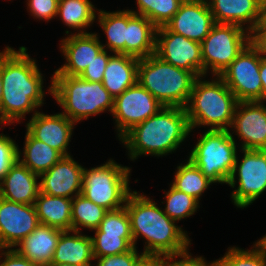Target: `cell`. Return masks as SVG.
<instances>
[{"instance_id":"6da1fadb","label":"cell","mask_w":266,"mask_h":266,"mask_svg":"<svg viewBox=\"0 0 266 266\" xmlns=\"http://www.w3.org/2000/svg\"><path fill=\"white\" fill-rule=\"evenodd\" d=\"M26 51L23 46L19 51L8 46L1 52V124L19 122L43 104V76Z\"/></svg>"},{"instance_id":"7a4b0ae2","label":"cell","mask_w":266,"mask_h":266,"mask_svg":"<svg viewBox=\"0 0 266 266\" xmlns=\"http://www.w3.org/2000/svg\"><path fill=\"white\" fill-rule=\"evenodd\" d=\"M134 247L138 236L147 240L143 254L148 259H162L187 252L190 239L150 198L133 191L127 197Z\"/></svg>"},{"instance_id":"3957f363","label":"cell","mask_w":266,"mask_h":266,"mask_svg":"<svg viewBox=\"0 0 266 266\" xmlns=\"http://www.w3.org/2000/svg\"><path fill=\"white\" fill-rule=\"evenodd\" d=\"M191 132L185 108L164 107L129 130L120 140L131 160L139 155L162 156L176 150Z\"/></svg>"},{"instance_id":"277c9868","label":"cell","mask_w":266,"mask_h":266,"mask_svg":"<svg viewBox=\"0 0 266 266\" xmlns=\"http://www.w3.org/2000/svg\"><path fill=\"white\" fill-rule=\"evenodd\" d=\"M200 79L195 80L185 107L191 130L200 125H210V130H229L238 100L219 76L218 81Z\"/></svg>"},{"instance_id":"5b68a950","label":"cell","mask_w":266,"mask_h":266,"mask_svg":"<svg viewBox=\"0 0 266 266\" xmlns=\"http://www.w3.org/2000/svg\"><path fill=\"white\" fill-rule=\"evenodd\" d=\"M197 77L159 58H140L137 81L164 107L185 108Z\"/></svg>"},{"instance_id":"8992f818","label":"cell","mask_w":266,"mask_h":266,"mask_svg":"<svg viewBox=\"0 0 266 266\" xmlns=\"http://www.w3.org/2000/svg\"><path fill=\"white\" fill-rule=\"evenodd\" d=\"M50 93L74 123L108 109L112 113L114 97L102 82H90L80 76L53 75Z\"/></svg>"},{"instance_id":"52a82bcc","label":"cell","mask_w":266,"mask_h":266,"mask_svg":"<svg viewBox=\"0 0 266 266\" xmlns=\"http://www.w3.org/2000/svg\"><path fill=\"white\" fill-rule=\"evenodd\" d=\"M230 130L206 131L192 149L189 160L213 183H227L237 156Z\"/></svg>"},{"instance_id":"ba28073f","label":"cell","mask_w":266,"mask_h":266,"mask_svg":"<svg viewBox=\"0 0 266 266\" xmlns=\"http://www.w3.org/2000/svg\"><path fill=\"white\" fill-rule=\"evenodd\" d=\"M130 168L109 160L101 166L85 169L81 194L108 211L124 207L129 196Z\"/></svg>"},{"instance_id":"9c48e42d","label":"cell","mask_w":266,"mask_h":266,"mask_svg":"<svg viewBox=\"0 0 266 266\" xmlns=\"http://www.w3.org/2000/svg\"><path fill=\"white\" fill-rule=\"evenodd\" d=\"M236 24L215 23L200 43L203 61V76L212 69L215 76L221 73L236 59L250 43V32Z\"/></svg>"},{"instance_id":"30bf717a","label":"cell","mask_w":266,"mask_h":266,"mask_svg":"<svg viewBox=\"0 0 266 266\" xmlns=\"http://www.w3.org/2000/svg\"><path fill=\"white\" fill-rule=\"evenodd\" d=\"M244 156L235 165L226 184L235 187V175L238 173L239 186L232 192L234 204L244 208L253 203L266 190V150L243 149Z\"/></svg>"},{"instance_id":"8fae6325","label":"cell","mask_w":266,"mask_h":266,"mask_svg":"<svg viewBox=\"0 0 266 266\" xmlns=\"http://www.w3.org/2000/svg\"><path fill=\"white\" fill-rule=\"evenodd\" d=\"M260 54L249 43L219 76L238 102H261Z\"/></svg>"},{"instance_id":"7c38bea8","label":"cell","mask_w":266,"mask_h":266,"mask_svg":"<svg viewBox=\"0 0 266 266\" xmlns=\"http://www.w3.org/2000/svg\"><path fill=\"white\" fill-rule=\"evenodd\" d=\"M163 105L138 81L114 98L112 115L121 139L129 130L155 115Z\"/></svg>"},{"instance_id":"4fadbf2b","label":"cell","mask_w":266,"mask_h":266,"mask_svg":"<svg viewBox=\"0 0 266 266\" xmlns=\"http://www.w3.org/2000/svg\"><path fill=\"white\" fill-rule=\"evenodd\" d=\"M155 54L173 66L192 72L197 78L203 77L200 42L161 26L156 29Z\"/></svg>"},{"instance_id":"5bb4252c","label":"cell","mask_w":266,"mask_h":266,"mask_svg":"<svg viewBox=\"0 0 266 266\" xmlns=\"http://www.w3.org/2000/svg\"><path fill=\"white\" fill-rule=\"evenodd\" d=\"M34 204H21L0 197V249L16 247L39 225Z\"/></svg>"},{"instance_id":"9a60e30c","label":"cell","mask_w":266,"mask_h":266,"mask_svg":"<svg viewBox=\"0 0 266 266\" xmlns=\"http://www.w3.org/2000/svg\"><path fill=\"white\" fill-rule=\"evenodd\" d=\"M215 24L208 1H183L165 27L172 32L202 42Z\"/></svg>"},{"instance_id":"2e32d148","label":"cell","mask_w":266,"mask_h":266,"mask_svg":"<svg viewBox=\"0 0 266 266\" xmlns=\"http://www.w3.org/2000/svg\"><path fill=\"white\" fill-rule=\"evenodd\" d=\"M232 127L236 130V135L244 141L241 150H266V106L262 102H238Z\"/></svg>"},{"instance_id":"e0dca14e","label":"cell","mask_w":266,"mask_h":266,"mask_svg":"<svg viewBox=\"0 0 266 266\" xmlns=\"http://www.w3.org/2000/svg\"><path fill=\"white\" fill-rule=\"evenodd\" d=\"M83 171V166L70 155L63 156L47 172L39 176L42 178L39 182L40 192L73 199L82 192Z\"/></svg>"},{"instance_id":"ac0fdd59","label":"cell","mask_w":266,"mask_h":266,"mask_svg":"<svg viewBox=\"0 0 266 266\" xmlns=\"http://www.w3.org/2000/svg\"><path fill=\"white\" fill-rule=\"evenodd\" d=\"M97 36L96 33L80 30L78 34L63 39L61 49L67 63L57 69L54 75L80 76L103 50V44Z\"/></svg>"},{"instance_id":"d6986e66","label":"cell","mask_w":266,"mask_h":266,"mask_svg":"<svg viewBox=\"0 0 266 266\" xmlns=\"http://www.w3.org/2000/svg\"><path fill=\"white\" fill-rule=\"evenodd\" d=\"M74 124L62 113L46 115L35 111L26 128L35 139L48 144L63 156H69L66 150Z\"/></svg>"},{"instance_id":"ffe728a7","label":"cell","mask_w":266,"mask_h":266,"mask_svg":"<svg viewBox=\"0 0 266 266\" xmlns=\"http://www.w3.org/2000/svg\"><path fill=\"white\" fill-rule=\"evenodd\" d=\"M39 175L22 165L18 160L0 181V197L21 204H34L40 185Z\"/></svg>"},{"instance_id":"44dd1931","label":"cell","mask_w":266,"mask_h":266,"mask_svg":"<svg viewBox=\"0 0 266 266\" xmlns=\"http://www.w3.org/2000/svg\"><path fill=\"white\" fill-rule=\"evenodd\" d=\"M63 232L58 228L40 223L31 234L17 244L20 247L15 250L31 262L49 266Z\"/></svg>"},{"instance_id":"7402d4cb","label":"cell","mask_w":266,"mask_h":266,"mask_svg":"<svg viewBox=\"0 0 266 266\" xmlns=\"http://www.w3.org/2000/svg\"><path fill=\"white\" fill-rule=\"evenodd\" d=\"M209 1L215 23L236 24L241 27L250 23L246 29L251 32L259 22L261 0Z\"/></svg>"},{"instance_id":"603a6c76","label":"cell","mask_w":266,"mask_h":266,"mask_svg":"<svg viewBox=\"0 0 266 266\" xmlns=\"http://www.w3.org/2000/svg\"><path fill=\"white\" fill-rule=\"evenodd\" d=\"M156 29L146 17L127 9L125 54L139 59L154 54Z\"/></svg>"},{"instance_id":"cb8c5ba5","label":"cell","mask_w":266,"mask_h":266,"mask_svg":"<svg viewBox=\"0 0 266 266\" xmlns=\"http://www.w3.org/2000/svg\"><path fill=\"white\" fill-rule=\"evenodd\" d=\"M139 58L114 53L103 74L104 88L115 98L137 82Z\"/></svg>"},{"instance_id":"d4e9b609","label":"cell","mask_w":266,"mask_h":266,"mask_svg":"<svg viewBox=\"0 0 266 266\" xmlns=\"http://www.w3.org/2000/svg\"><path fill=\"white\" fill-rule=\"evenodd\" d=\"M73 232V235H70ZM94 260L92 239L79 231H64L59 238L51 264L92 266Z\"/></svg>"},{"instance_id":"484cf974","label":"cell","mask_w":266,"mask_h":266,"mask_svg":"<svg viewBox=\"0 0 266 266\" xmlns=\"http://www.w3.org/2000/svg\"><path fill=\"white\" fill-rule=\"evenodd\" d=\"M34 207L38 215L39 223L63 231H72V199L50 196L39 191L34 202Z\"/></svg>"},{"instance_id":"4316f807","label":"cell","mask_w":266,"mask_h":266,"mask_svg":"<svg viewBox=\"0 0 266 266\" xmlns=\"http://www.w3.org/2000/svg\"><path fill=\"white\" fill-rule=\"evenodd\" d=\"M23 159L18 148V161L37 175L47 172L63 155L26 131Z\"/></svg>"},{"instance_id":"83f0119b","label":"cell","mask_w":266,"mask_h":266,"mask_svg":"<svg viewBox=\"0 0 266 266\" xmlns=\"http://www.w3.org/2000/svg\"><path fill=\"white\" fill-rule=\"evenodd\" d=\"M99 23L107 35V44L102 45L117 54H125V40L127 29V10L106 12L98 10Z\"/></svg>"},{"instance_id":"f1b7e54d","label":"cell","mask_w":266,"mask_h":266,"mask_svg":"<svg viewBox=\"0 0 266 266\" xmlns=\"http://www.w3.org/2000/svg\"><path fill=\"white\" fill-rule=\"evenodd\" d=\"M95 7L89 0H59L57 15L73 29H84L96 19Z\"/></svg>"},{"instance_id":"f546056e","label":"cell","mask_w":266,"mask_h":266,"mask_svg":"<svg viewBox=\"0 0 266 266\" xmlns=\"http://www.w3.org/2000/svg\"><path fill=\"white\" fill-rule=\"evenodd\" d=\"M107 212V209L78 194L72 199V231L80 232L79 227L82 226L90 230L97 229Z\"/></svg>"},{"instance_id":"4dcf8cb0","label":"cell","mask_w":266,"mask_h":266,"mask_svg":"<svg viewBox=\"0 0 266 266\" xmlns=\"http://www.w3.org/2000/svg\"><path fill=\"white\" fill-rule=\"evenodd\" d=\"M212 183L213 182L188 159L186 164H181L177 167L172 186L195 198L199 202L202 193L208 189L209 185Z\"/></svg>"},{"instance_id":"1f68e13d","label":"cell","mask_w":266,"mask_h":266,"mask_svg":"<svg viewBox=\"0 0 266 266\" xmlns=\"http://www.w3.org/2000/svg\"><path fill=\"white\" fill-rule=\"evenodd\" d=\"M183 0H137L138 12L150 20L157 28L165 26L177 13Z\"/></svg>"},{"instance_id":"d6a6232c","label":"cell","mask_w":266,"mask_h":266,"mask_svg":"<svg viewBox=\"0 0 266 266\" xmlns=\"http://www.w3.org/2000/svg\"><path fill=\"white\" fill-rule=\"evenodd\" d=\"M94 257H106L126 253L134 247L132 235L95 233L91 237Z\"/></svg>"},{"instance_id":"836d02e7","label":"cell","mask_w":266,"mask_h":266,"mask_svg":"<svg viewBox=\"0 0 266 266\" xmlns=\"http://www.w3.org/2000/svg\"><path fill=\"white\" fill-rule=\"evenodd\" d=\"M165 197L166 207L163 212L174 221L193 215L199 207V202L195 198L177 190L172 185Z\"/></svg>"},{"instance_id":"e575fe53","label":"cell","mask_w":266,"mask_h":266,"mask_svg":"<svg viewBox=\"0 0 266 266\" xmlns=\"http://www.w3.org/2000/svg\"><path fill=\"white\" fill-rule=\"evenodd\" d=\"M255 249L242 250L236 247L228 249L229 251L217 260L218 266H266V255L255 244Z\"/></svg>"},{"instance_id":"d590c367","label":"cell","mask_w":266,"mask_h":266,"mask_svg":"<svg viewBox=\"0 0 266 266\" xmlns=\"http://www.w3.org/2000/svg\"><path fill=\"white\" fill-rule=\"evenodd\" d=\"M95 232L112 235H132L130 217L126 207L108 211L98 228L95 229Z\"/></svg>"},{"instance_id":"8d00e7d4","label":"cell","mask_w":266,"mask_h":266,"mask_svg":"<svg viewBox=\"0 0 266 266\" xmlns=\"http://www.w3.org/2000/svg\"><path fill=\"white\" fill-rule=\"evenodd\" d=\"M94 259L98 261L96 266H141L148 258L143 253L138 254L136 247H133L123 254Z\"/></svg>"},{"instance_id":"74e56055","label":"cell","mask_w":266,"mask_h":266,"mask_svg":"<svg viewBox=\"0 0 266 266\" xmlns=\"http://www.w3.org/2000/svg\"><path fill=\"white\" fill-rule=\"evenodd\" d=\"M18 160V145L8 136L0 134V181Z\"/></svg>"},{"instance_id":"f35d334b","label":"cell","mask_w":266,"mask_h":266,"mask_svg":"<svg viewBox=\"0 0 266 266\" xmlns=\"http://www.w3.org/2000/svg\"><path fill=\"white\" fill-rule=\"evenodd\" d=\"M107 53L108 52L103 49L99 54H97L95 60L86 67L80 77L90 82H102L105 68L111 57Z\"/></svg>"},{"instance_id":"ab89813d","label":"cell","mask_w":266,"mask_h":266,"mask_svg":"<svg viewBox=\"0 0 266 266\" xmlns=\"http://www.w3.org/2000/svg\"><path fill=\"white\" fill-rule=\"evenodd\" d=\"M59 0H28L32 15L39 19L51 20L57 16Z\"/></svg>"},{"instance_id":"60d3db41","label":"cell","mask_w":266,"mask_h":266,"mask_svg":"<svg viewBox=\"0 0 266 266\" xmlns=\"http://www.w3.org/2000/svg\"><path fill=\"white\" fill-rule=\"evenodd\" d=\"M175 257H180L183 259L174 261L173 259ZM160 260L163 266H218L217 260L209 264L204 261L203 257L193 258L191 255H189L188 251L180 255H170Z\"/></svg>"},{"instance_id":"b9f144b4","label":"cell","mask_w":266,"mask_h":266,"mask_svg":"<svg viewBox=\"0 0 266 266\" xmlns=\"http://www.w3.org/2000/svg\"><path fill=\"white\" fill-rule=\"evenodd\" d=\"M0 254L1 256H5V259L0 261V266H42L26 259L24 256L20 255L15 249H8L7 251H3Z\"/></svg>"},{"instance_id":"7bdbcfd3","label":"cell","mask_w":266,"mask_h":266,"mask_svg":"<svg viewBox=\"0 0 266 266\" xmlns=\"http://www.w3.org/2000/svg\"><path fill=\"white\" fill-rule=\"evenodd\" d=\"M250 43L266 58V28H254L250 32Z\"/></svg>"},{"instance_id":"ee69618b","label":"cell","mask_w":266,"mask_h":266,"mask_svg":"<svg viewBox=\"0 0 266 266\" xmlns=\"http://www.w3.org/2000/svg\"><path fill=\"white\" fill-rule=\"evenodd\" d=\"M260 78L262 83L261 102L266 100V58L260 55Z\"/></svg>"},{"instance_id":"f6af8a7d","label":"cell","mask_w":266,"mask_h":266,"mask_svg":"<svg viewBox=\"0 0 266 266\" xmlns=\"http://www.w3.org/2000/svg\"><path fill=\"white\" fill-rule=\"evenodd\" d=\"M255 28H266V0L261 1L260 18Z\"/></svg>"},{"instance_id":"bcb514c9","label":"cell","mask_w":266,"mask_h":266,"mask_svg":"<svg viewBox=\"0 0 266 266\" xmlns=\"http://www.w3.org/2000/svg\"><path fill=\"white\" fill-rule=\"evenodd\" d=\"M141 266H163L160 259H147Z\"/></svg>"},{"instance_id":"7dc6e473","label":"cell","mask_w":266,"mask_h":266,"mask_svg":"<svg viewBox=\"0 0 266 266\" xmlns=\"http://www.w3.org/2000/svg\"><path fill=\"white\" fill-rule=\"evenodd\" d=\"M266 255V235L255 243Z\"/></svg>"},{"instance_id":"c3c4849f","label":"cell","mask_w":266,"mask_h":266,"mask_svg":"<svg viewBox=\"0 0 266 266\" xmlns=\"http://www.w3.org/2000/svg\"><path fill=\"white\" fill-rule=\"evenodd\" d=\"M1 99H2V78H1V52H0V108H1Z\"/></svg>"},{"instance_id":"681fc988","label":"cell","mask_w":266,"mask_h":266,"mask_svg":"<svg viewBox=\"0 0 266 266\" xmlns=\"http://www.w3.org/2000/svg\"><path fill=\"white\" fill-rule=\"evenodd\" d=\"M49 266H74V265L61 263V264H50Z\"/></svg>"}]
</instances>
